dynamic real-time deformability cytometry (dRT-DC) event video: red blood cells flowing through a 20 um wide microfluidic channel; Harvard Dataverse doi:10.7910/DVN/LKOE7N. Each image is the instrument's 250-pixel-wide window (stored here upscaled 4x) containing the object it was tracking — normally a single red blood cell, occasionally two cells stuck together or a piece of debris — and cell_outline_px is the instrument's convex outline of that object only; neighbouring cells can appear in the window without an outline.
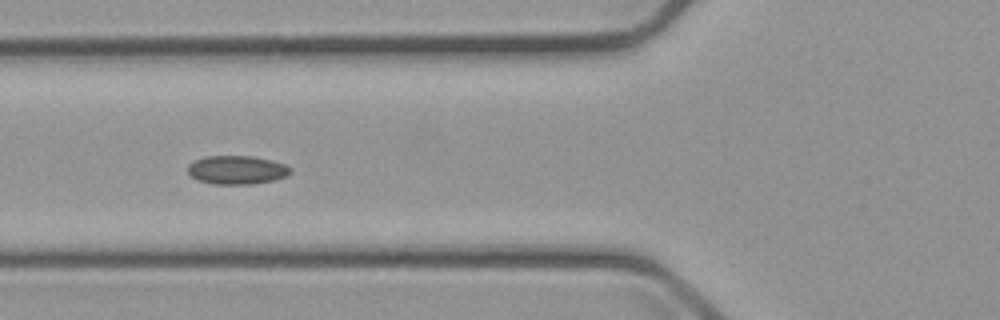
{"species": "common noctule bat (a hibernating species)", "species_latin": "Nyctalus noctula", "temperature_condition": "cold", "stored_images_in_passage": 9, "camera_frame_rate_fps": 3000, "um_per_image_px": 0.085, "animal": {"sex": "male", "body_mass_g": 23.1, "forearm_length_mm": 52.7}, "frame": {"image": 1, "passage_image": 7, "time_ms": 7.0, "image_size_px": [1000, 320], "cell_outline_px": [[292, 172], [288, 176], [276, 180], [252, 184], [212, 184], [200, 180], [192, 176], [188, 172], [188, 164], [204, 156], [252, 156], [272, 160], [284, 164], [292, 168]], "centroid_in_image_um": [20.18, 14.44], "position_along_channel_um": 105.6, "area_um2": 17.22}}
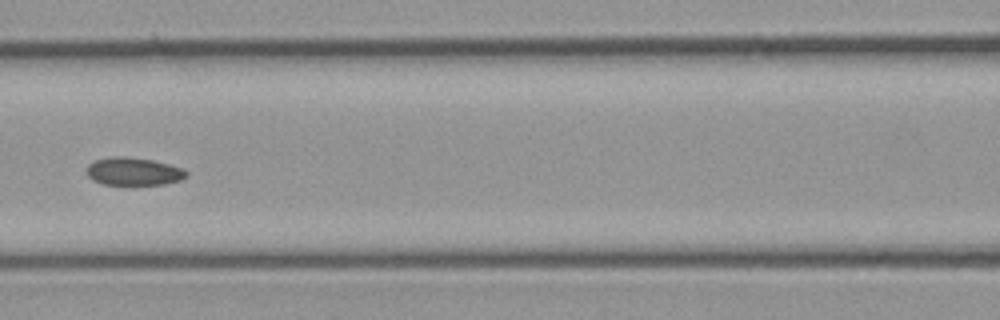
{"frame": {"image": 2, "passage_image": 8, "time_ms": 8.333, "image_size_px": [1000, 320], "cell_outline_px": [[188, 176], [180, 180], [164, 184], [104, 184], [92, 180], [84, 172], [84, 168], [92, 160], [112, 156], [124, 156], [152, 160], [184, 168], [188, 172]], "centroid_in_image_um": [11.3, 14.56], "position_along_channel_um": 155.3, "area_um2": 16.42}}
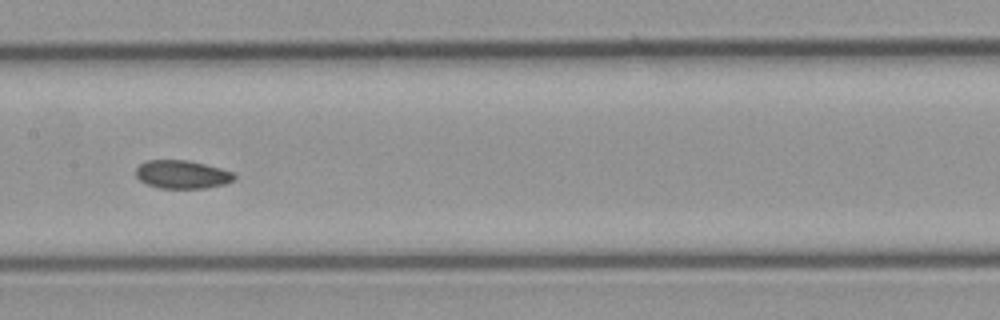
{"frame": {"image": 3, "passage_image": 9, "time_ms": 9.333, "image_size_px": [1000, 320], "cell_outline_px": [[236, 176], [232, 180], [224, 184], [204, 188], [160, 188], [148, 184], [140, 180], [136, 176], [136, 168], [140, 164], [148, 160], [188, 160], [220, 168], [232, 172]], "centroid_in_image_um": [15.46, 14.82], "position_along_channel_um": 191.9, "area_um2": 16.01}}